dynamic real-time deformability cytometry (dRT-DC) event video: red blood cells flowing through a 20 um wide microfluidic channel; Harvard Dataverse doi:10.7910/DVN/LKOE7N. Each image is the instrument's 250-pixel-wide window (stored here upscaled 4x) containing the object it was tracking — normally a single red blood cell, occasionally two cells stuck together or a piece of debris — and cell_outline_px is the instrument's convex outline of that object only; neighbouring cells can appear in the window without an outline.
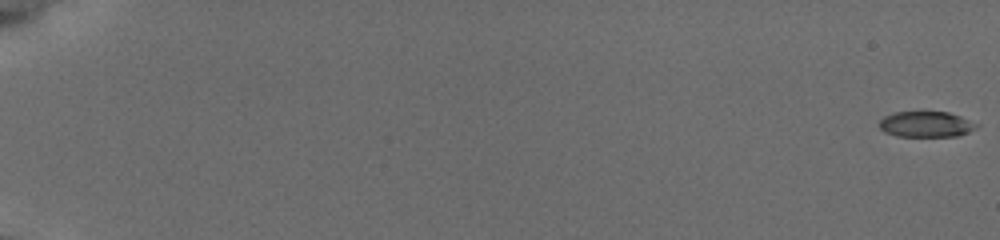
{"species": "common noctule bat (a hibernating species)", "species_latin": "Nyctalus noctula", "temperature_condition": "cold", "stored_images_in_passage": 57, "camera_frame_rate_fps": 3000, "um_per_image_px": 0.085, "animal": {"sex": "female", "body_mass_g": 19.5, "forearm_length_mm": 54.1}, "frame": {"image": 1, "passage_image": 1, "time_ms": 0.0, "image_size_px": [1000, 240], "cell_outline_px": [[980, 124], [976, 128], [960, 136], [896, 136], [884, 132], [880, 128], [880, 120], [884, 116], [896, 112], [948, 112], [960, 116]], "centroid_in_image_um": [78.73, 10.57], "position_along_channel_um": 6.3, "area_um2": 14.57}}
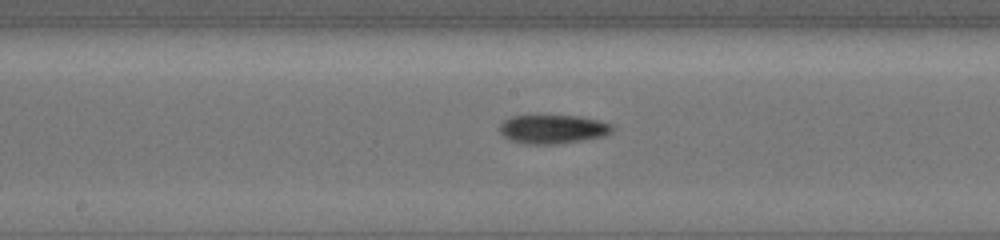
{"frame": {"image": 2, "passage_image": 33, "time_ms": 10.667, "image_size_px": [1000, 240], "cell_outline_px": [[616, 128], [612, 132], [604, 136], [584, 140], [560, 144], [524, 144], [508, 140], [500, 132], [500, 124], [504, 120], [512, 116], [580, 116], [600, 120], [612, 124]], "centroid_in_image_um": [47.03, 10.99], "position_along_channel_um": 201.2, "area_um2": 19.19}}
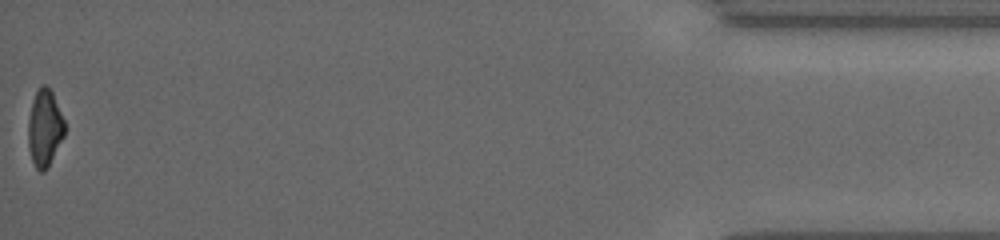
{"frame": {"image": 3, "passage_image": 57, "time_ms": 18.667, "image_size_px": [1000, 240], "cell_outline_px": [[64, 136], [48, 168], [44, 172], [40, 172], [36, 168], [32, 160], [28, 148], [28, 120], [32, 100], [40, 84], [44, 84], [52, 92], [64, 120]], "centroid_in_image_um": [3.78, 10.9], "position_along_channel_um": 431.4, "area_um2": 16.36}, "authors_computed_cell_mechanics": {"area_um2": 17.2822, "velocity_mm_per_s": 3.8512, "shape_relaxation_time_tau1_ms": 3.2619, "shape_relaxation_time_tau2_ms": null, "deformation_change_tau1": 0.1395, "deformation_change_tau2": null}}